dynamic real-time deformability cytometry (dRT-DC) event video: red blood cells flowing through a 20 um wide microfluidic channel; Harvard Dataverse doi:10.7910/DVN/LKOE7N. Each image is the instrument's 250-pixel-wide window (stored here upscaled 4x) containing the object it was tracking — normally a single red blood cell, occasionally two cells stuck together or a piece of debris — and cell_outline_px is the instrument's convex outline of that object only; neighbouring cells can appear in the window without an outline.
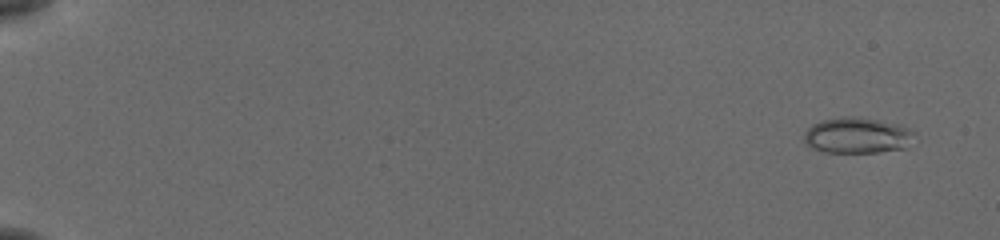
{"species": "common noctule bat (a hibernating species)", "species_latin": "Nyctalus noctula", "temperature_condition": "cold", "stored_images_in_passage": 57, "camera_frame_rate_fps": 3000, "um_per_image_px": 0.085, "animal": {"sex": "female", "body_mass_g": 19.5, "forearm_length_mm": 54.1}, "frame": {"image": 1, "passage_image": 4, "time_ms": 1.0, "image_size_px": [1000, 240], "cell_outline_px": [[912, 132], [904, 148], [876, 152], [824, 152], [812, 148], [804, 140], [804, 132], [812, 124], [824, 120], [848, 116], [852, 116], [876, 120], [896, 124]], "centroid_in_image_um": [72.75, 11.52], "position_along_channel_um": 12.3, "area_um2": 22.2}}
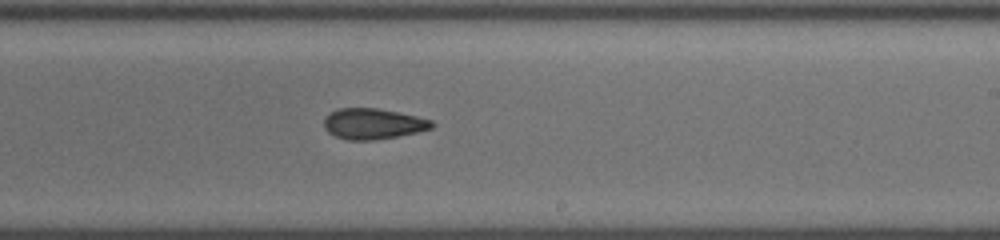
{"frame": {"image": 2, "passage_image": 37, "time_ms": 12.0, "image_size_px": [1000, 240], "cell_outline_px": [[436, 124], [432, 128], [416, 132], [376, 140], [348, 140], [336, 136], [328, 132], [324, 128], [324, 116], [340, 108], [376, 108], [416, 116], [432, 120]], "centroid_in_image_um": [31.7, 10.52], "position_along_channel_um": 257.3, "area_um2": 19.19}}
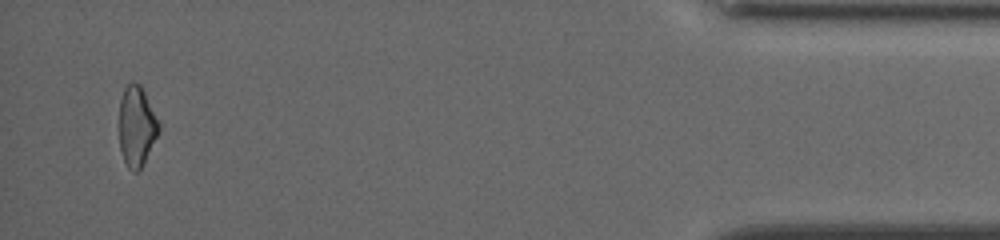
{"frame": {"image": 3, "passage_image": 55, "time_ms": 18.0, "image_size_px": [1000, 240], "cell_outline_px": [[160, 128], [140, 168], [136, 172], [132, 172], [128, 168], [124, 160], [120, 148], [120, 100], [124, 88], [128, 84], [140, 84], [160, 124]], "centroid_in_image_um": [11.6, 10.73], "position_along_channel_um": 423.6, "area_um2": 17.86}, "authors_computed_cell_mechanics": {"area_um2": 19.8254, "velocity_mm_per_s": 3.8379, "shape_relaxation_time_tau1_ms": 5.364, "shape_relaxation_time_tau2_ms": 6.4157, "deformation_change_tau1": 0.1103, "deformation_change_tau2": 0.1369}}